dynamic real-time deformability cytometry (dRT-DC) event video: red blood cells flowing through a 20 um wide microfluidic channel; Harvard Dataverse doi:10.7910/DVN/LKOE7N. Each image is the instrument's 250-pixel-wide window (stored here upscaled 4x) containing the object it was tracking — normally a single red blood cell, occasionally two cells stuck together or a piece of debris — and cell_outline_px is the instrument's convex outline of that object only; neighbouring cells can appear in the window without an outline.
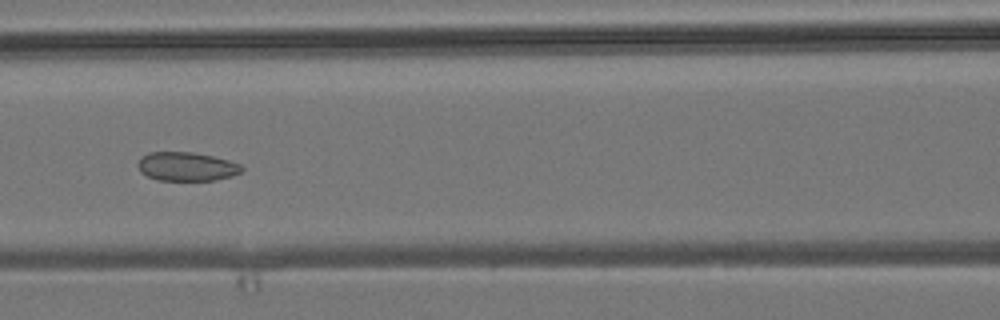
{"species": "common noctule bat (a hibernating species)", "species_latin": "Nyctalus noctula", "temperature_condition": "room temperature", "stored_images_in_passage": 4, "camera_frame_rate_fps": 3000, "um_per_image_px": 0.085, "animal": {"sex": "male", "body_mass_g": 19.2, "forearm_length_mm": 51.8}, "frame": {"image": 1, "passage_image": 4, "time_ms": 3.333, "image_size_px": [1000, 320], "cell_outline_px": [[244, 168], [240, 172], [232, 176], [212, 180], [156, 180], [140, 172], [136, 164], [140, 156], [148, 152], [192, 152], [212, 156], [228, 160], [240, 164]], "centroid_in_image_um": [15.81, 14.15], "position_along_channel_um": 150.8, "area_um2": 17.51}}